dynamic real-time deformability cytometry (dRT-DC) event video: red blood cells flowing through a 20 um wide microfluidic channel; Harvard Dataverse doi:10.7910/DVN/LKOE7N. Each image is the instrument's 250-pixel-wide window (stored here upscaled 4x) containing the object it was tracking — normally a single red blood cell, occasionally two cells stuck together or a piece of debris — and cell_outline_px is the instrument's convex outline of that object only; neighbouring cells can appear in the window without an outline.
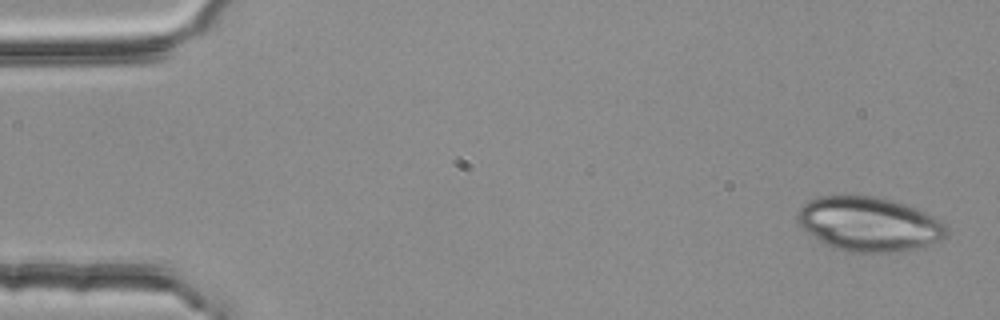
{"species": "common noctule bat (a hibernating species)", "species_latin": "Nyctalus noctula", "temperature_condition": "room temperature", "stored_images_in_passage": 2, "segment_of_instrument_passage": [2, 2], "camera_frame_rate_fps": 3000, "um_per_image_px": 0.085, "animal": {"sex": "female", "body_mass_g": 25.1}, "frame": {"image": 1, "passage_image": 2, "time_ms": 0.333, "image_size_px": [1000, 320], "cell_outline_px": [[948, 236], [940, 240], [912, 248], [896, 252], [848, 252], [832, 248], [824, 244], [808, 232], [800, 224], [796, 216], [796, 212], [808, 200], [820, 196], [872, 196], [892, 200], [908, 204], [940, 220], [948, 228]], "centroid_in_image_um": [73.85, 19.04], "position_along_channel_um": 11.2, "area_um2": 46.99}}